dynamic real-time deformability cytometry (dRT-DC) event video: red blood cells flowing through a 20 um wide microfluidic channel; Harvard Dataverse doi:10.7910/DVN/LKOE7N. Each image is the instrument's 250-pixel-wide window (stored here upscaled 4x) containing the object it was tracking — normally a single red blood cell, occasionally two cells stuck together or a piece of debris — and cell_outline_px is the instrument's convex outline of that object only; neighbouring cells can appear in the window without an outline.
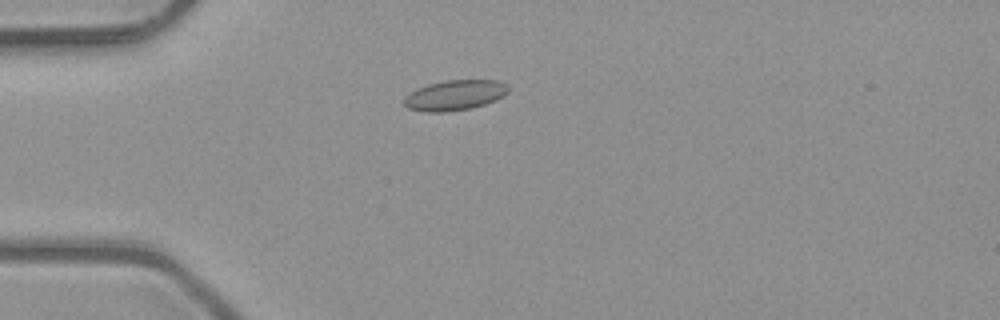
{"species": "common noctule bat (a hibernating species)", "species_latin": "Nyctalus noctula", "temperature_condition": "room temperature", "stored_images_in_passage": 1, "camera_frame_rate_fps": 3000, "um_per_image_px": 0.085, "animal": {"sex": "male", "body_mass_g": 23.1, "forearm_length_mm": 52.7}, "frame": {"image": 1, "passage_image": 1, "time_ms": 0.0, "image_size_px": [1000, 320], "cell_outline_px": [[508, 92], [504, 96], [496, 100], [472, 108], [444, 112], [428, 112], [408, 108], [404, 104], [404, 96], [416, 88], [428, 84], [444, 80], [496, 80], [504, 84], [508, 88]], "centroid_in_image_um": [38.63, 8.09], "position_along_channel_um": 46.4, "area_um2": 18.38}}